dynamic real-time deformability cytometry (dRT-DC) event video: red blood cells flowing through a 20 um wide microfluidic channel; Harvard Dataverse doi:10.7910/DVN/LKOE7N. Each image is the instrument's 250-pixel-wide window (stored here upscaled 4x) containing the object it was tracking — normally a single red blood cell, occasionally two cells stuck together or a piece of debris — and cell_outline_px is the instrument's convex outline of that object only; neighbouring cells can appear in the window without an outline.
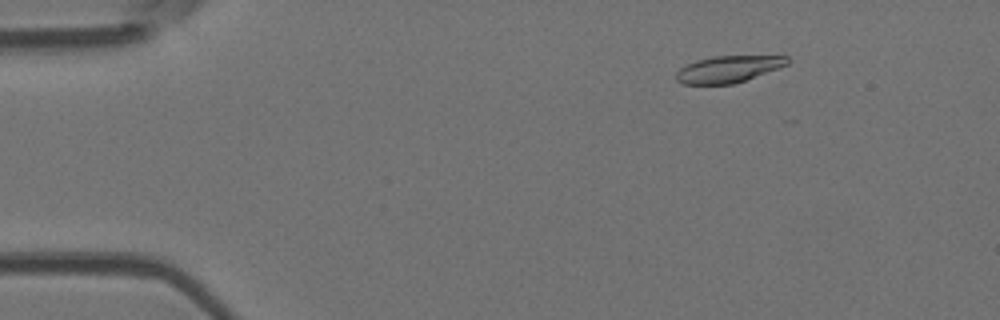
{"species": "Egyptian fruit bat (a non-hibernating species)", "species_latin": "Rousettus aegyptiacus", "temperature_condition": "room temperature", "stored_images_in_passage": 23, "camera_frame_rate_fps": 3000, "um_per_image_px": 0.085, "animal": {"sex": "female"}, "frame": {"image": 1, "passage_image": 8, "time_ms": 2.333, "image_size_px": [1000, 320], "cell_outline_px": [[788, 64], [744, 80], [732, 84], [684, 84], [676, 80], [676, 72], [680, 68], [696, 60], [716, 56], [788, 56]], "centroid_in_image_um": [61.86, 5.87], "position_along_channel_um": 23.1, "area_um2": 16.94}}
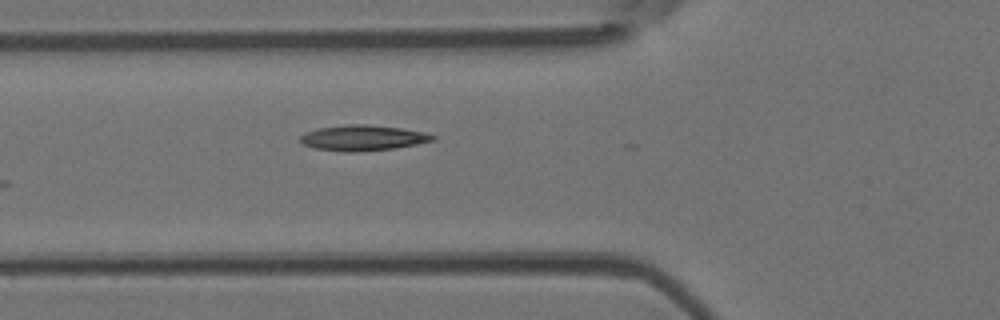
{"frame": {"image": 2, "passage_image": 20, "time_ms": 6.333, "image_size_px": [1000, 320], "cell_outline_px": [[436, 140], [416, 144], [392, 148], [356, 152], [344, 152], [312, 148], [304, 144], [300, 140], [300, 136], [304, 132], [320, 128], [348, 124], [364, 124], [400, 128], [424, 132], [436, 136]], "centroid_in_image_um": [30.82, 11.72], "position_along_channel_um": 95.0, "area_um2": 19.59}}
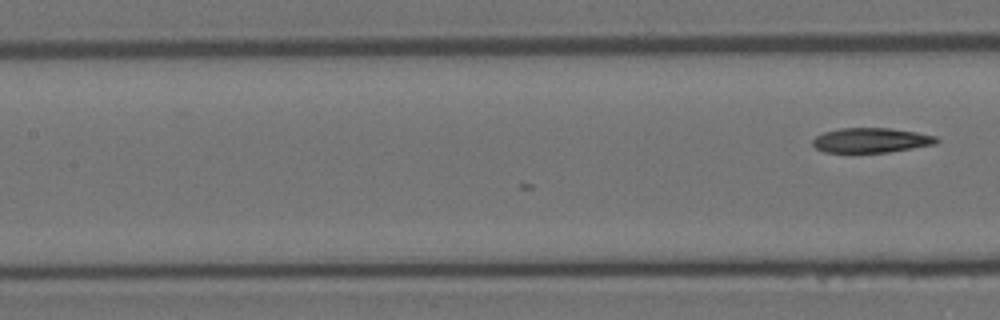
{"frame": {"image": 3, "passage_image": 23, "time_ms": 7.333, "image_size_px": [1000, 320], "cell_outline_px": [[940, 140], [936, 144], [888, 152], [824, 152], [816, 148], [812, 144], [812, 140], [816, 136], [824, 132], [840, 128], [888, 128], [916, 132], [936, 136]], "centroid_in_image_um": [74.04, 11.92], "position_along_channel_um": 133.4, "area_um2": 17.8}}